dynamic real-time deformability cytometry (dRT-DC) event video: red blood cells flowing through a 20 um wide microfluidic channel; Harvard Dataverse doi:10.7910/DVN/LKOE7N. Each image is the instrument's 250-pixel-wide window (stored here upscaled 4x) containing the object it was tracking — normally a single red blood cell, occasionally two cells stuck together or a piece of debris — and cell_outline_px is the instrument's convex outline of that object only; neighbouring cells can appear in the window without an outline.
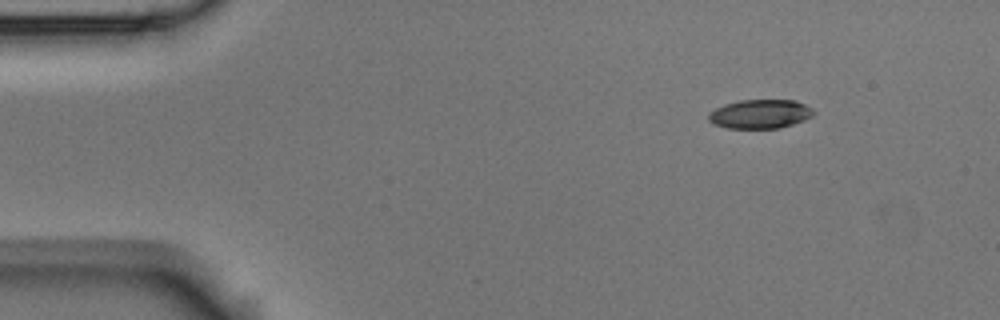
{"species": "Egyptian fruit bat (a non-hibernating species)", "species_latin": "Rousettus aegyptiacus", "temperature_condition": "room temperature", "stored_images_in_passage": 3, "camera_frame_rate_fps": 3000, "um_per_image_px": 0.085, "animal": {"sex": "male"}, "frame": {"image": 1, "passage_image": 1, "time_ms": 0.0, "image_size_px": [1000, 320], "cell_outline_px": [[816, 112], [812, 116], [804, 120], [780, 128], [728, 128], [716, 124], [708, 120], [708, 112], [724, 104], [740, 100], [796, 100], [812, 108]], "centroid_in_image_um": [64.62, 9.68], "position_along_channel_um": 20.4, "area_um2": 17.74}}